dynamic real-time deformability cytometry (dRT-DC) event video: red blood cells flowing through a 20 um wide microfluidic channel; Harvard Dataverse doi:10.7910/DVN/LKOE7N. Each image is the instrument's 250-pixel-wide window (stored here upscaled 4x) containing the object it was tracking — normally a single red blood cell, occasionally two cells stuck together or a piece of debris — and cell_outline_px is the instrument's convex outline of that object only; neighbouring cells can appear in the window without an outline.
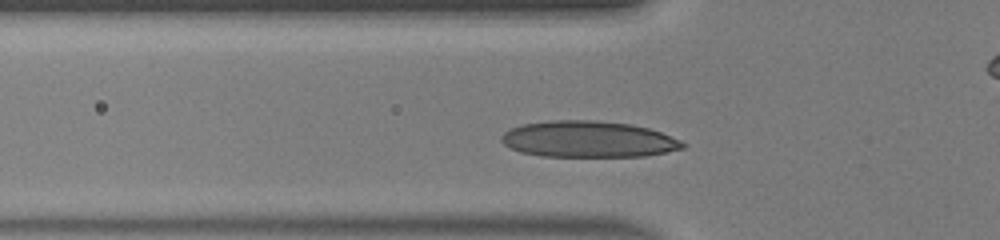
{"species": "human", "species_latin": "Homo sapiens", "temperature_condition": "warm", "stored_images_in_passage": 30, "camera_frame_rate_fps": 3000, "um_per_image_px": 0.085, "donor": {"sex": "male"}, "frame": {"image": 1, "passage_image": 6, "time_ms": 1.667, "image_size_px": [1000, 240], "cell_outline_px": [[688, 144], [684, 148], [644, 156], [540, 156], [520, 152], [504, 144], [500, 140], [500, 136], [504, 132], [512, 128], [524, 124], [552, 120], [596, 120], [632, 124], [648, 128], [660, 132], [680, 140]], "centroid_in_image_um": [50.0, 11.83], "position_along_channel_um": 75.8, "area_um2": 38.26}}
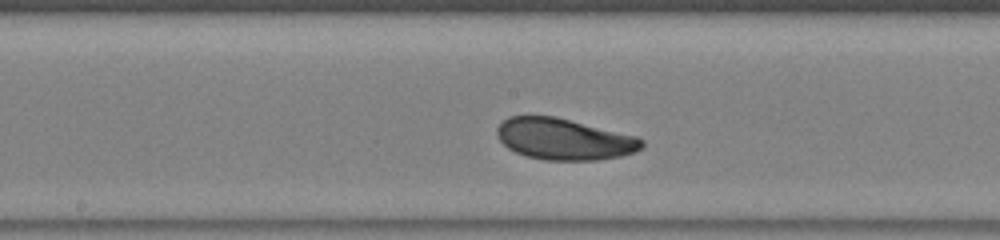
{"frame": {"image": 2, "passage_image": 15, "time_ms": 4.667, "image_size_px": [1000, 240], "cell_outline_px": [[644, 148], [620, 156], [596, 160], [544, 160], [528, 156], [516, 152], [508, 148], [496, 136], [496, 128], [508, 116], [556, 116], [636, 136], [644, 140]], "centroid_in_image_um": [47.94, 11.82], "position_along_channel_um": 200.3, "area_um2": 34.85}}
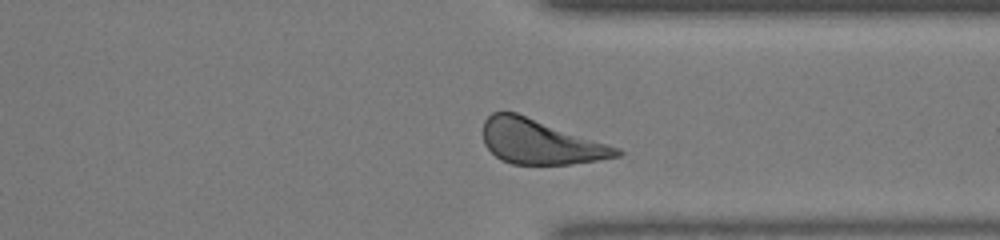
{"frame": {"image": 3, "passage_image": 27, "time_ms": 8.667, "image_size_px": [1000, 240], "cell_outline_px": [[624, 152], [620, 156], [572, 164], [512, 164], [500, 160], [484, 144], [484, 120], [492, 112], [516, 112], [620, 148]], "centroid_in_image_um": [45.92, 12.06], "position_along_channel_um": 365.5, "area_um2": 34.51}, "authors_computed_cell_mechanics": {"area_um2": 35.0268, "velocity_mm_per_s": 4.134, "shape_relaxation_time_tau1_ms": 4.179, "shape_relaxation_time_tau2_ms": null, "deformation_change_tau1": 0.167, "deformation_change_tau2": null}}